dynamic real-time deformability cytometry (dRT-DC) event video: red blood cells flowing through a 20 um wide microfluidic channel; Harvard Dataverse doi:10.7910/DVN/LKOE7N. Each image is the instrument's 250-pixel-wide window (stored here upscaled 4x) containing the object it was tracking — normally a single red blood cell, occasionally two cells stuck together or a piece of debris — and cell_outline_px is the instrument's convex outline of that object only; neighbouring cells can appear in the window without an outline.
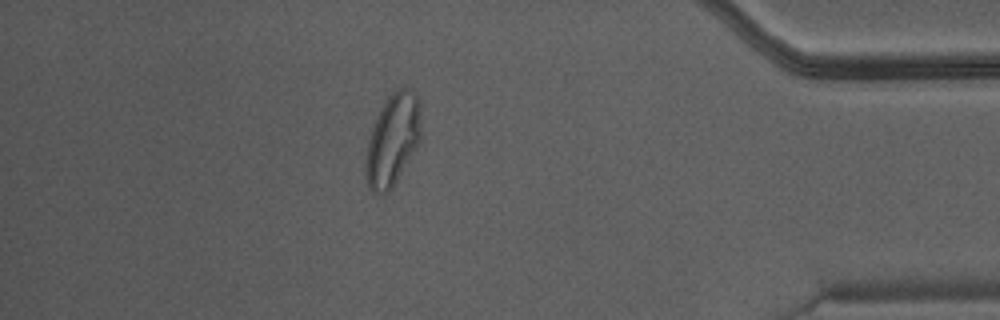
{"species": "Egyptian fruit bat (a non-hibernating species)", "species_latin": "Rousettus aegyptiacus", "temperature_condition": "warm", "stored_images_in_passage": 35, "camera_frame_rate_fps": 3000, "um_per_image_px": 0.085, "animal": {"sex": "male"}, "frame": {"image": 1, "passage_image": 30, "time_ms": 9.667, "image_size_px": [1000, 320], "cell_outline_px": [[420, 140], [392, 188], [384, 192], [376, 192], [368, 184], [364, 168], [364, 164], [368, 140], [376, 116], [388, 96], [396, 88], [412, 88], [420, 100]], "centroid_in_image_um": [33.38, 11.81], "position_along_channel_um": 401.8, "area_um2": 29.3}}